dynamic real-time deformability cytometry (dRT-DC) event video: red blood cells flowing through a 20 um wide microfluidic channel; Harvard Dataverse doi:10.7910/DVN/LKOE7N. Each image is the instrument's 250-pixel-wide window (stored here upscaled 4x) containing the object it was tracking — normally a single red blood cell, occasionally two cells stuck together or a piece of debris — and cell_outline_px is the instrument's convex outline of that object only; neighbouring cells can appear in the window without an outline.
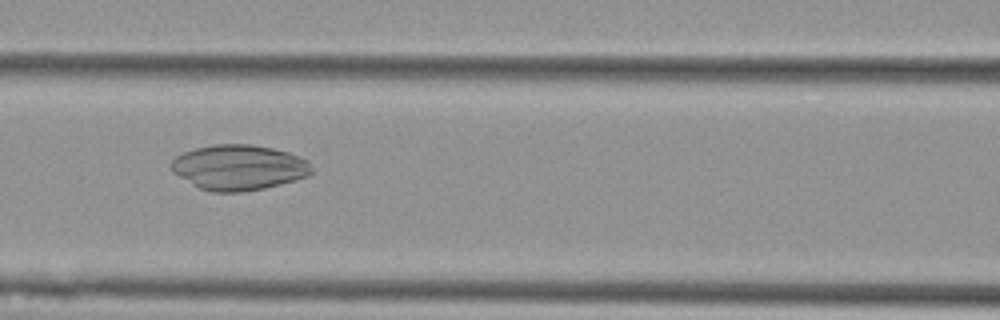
{"species": "Egyptian fruit bat (a non-hibernating species)", "species_latin": "Rousettus aegyptiacus", "temperature_condition": "cold", "stored_images_in_passage": 26, "camera_frame_rate_fps": 3000, "um_per_image_px": 0.085, "animal": {"sex": "female"}, "frame": {"image": 1, "passage_image": 10, "time_ms": 3.0, "image_size_px": [1000, 320], "cell_outline_px": [[312, 172], [308, 176], [296, 180], [264, 188], [240, 192], [212, 192], [200, 188], [172, 172], [168, 164], [176, 156], [184, 152], [196, 148], [216, 144], [252, 144], [272, 148], [288, 152], [300, 156], [308, 160], [312, 168]], "centroid_in_image_um": [20.3, 14.22], "position_along_channel_um": 146.3, "area_um2": 37.17}}
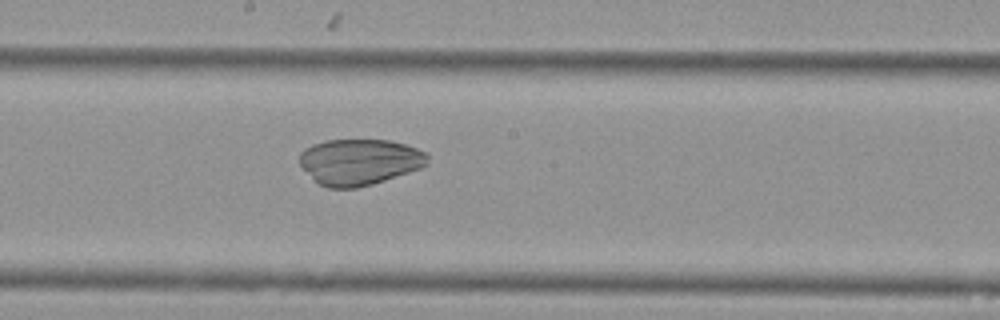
{"frame": {"image": 2, "passage_image": 16, "time_ms": 5.0, "image_size_px": [1000, 320], "cell_outline_px": [[428, 164], [420, 168], [372, 184], [356, 188], [328, 188], [320, 184], [300, 164], [300, 152], [304, 148], [312, 144], [324, 140], [388, 140], [404, 144], [416, 148], [424, 152], [428, 156]], "centroid_in_image_um": [30.55, 13.75], "position_along_channel_um": 217.7, "area_um2": 34.04}}
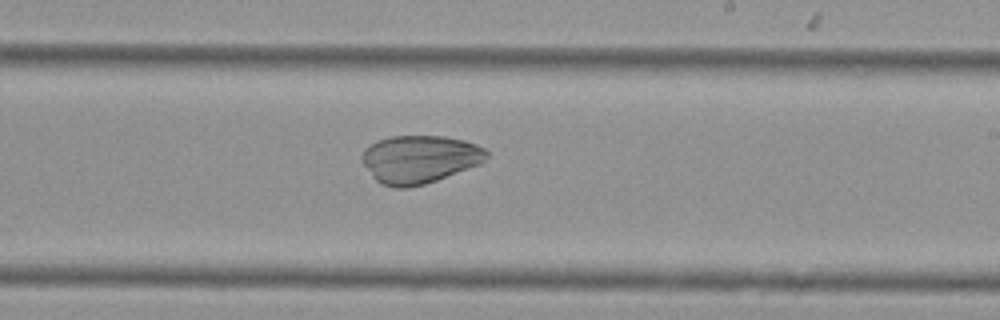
{"frame": {"image": 3, "passage_image": 19, "time_ms": 6.0, "image_size_px": [1000, 320], "cell_outline_px": [[488, 156], [480, 164], [436, 180], [424, 184], [408, 188], [396, 188], [380, 184], [372, 176], [364, 164], [360, 156], [364, 148], [368, 144], [376, 140], [392, 136], [444, 136], [464, 140], [476, 144], [484, 148], [488, 152]], "centroid_in_image_um": [35.63, 13.52], "position_along_channel_um": 253.4, "area_um2": 34.97}}